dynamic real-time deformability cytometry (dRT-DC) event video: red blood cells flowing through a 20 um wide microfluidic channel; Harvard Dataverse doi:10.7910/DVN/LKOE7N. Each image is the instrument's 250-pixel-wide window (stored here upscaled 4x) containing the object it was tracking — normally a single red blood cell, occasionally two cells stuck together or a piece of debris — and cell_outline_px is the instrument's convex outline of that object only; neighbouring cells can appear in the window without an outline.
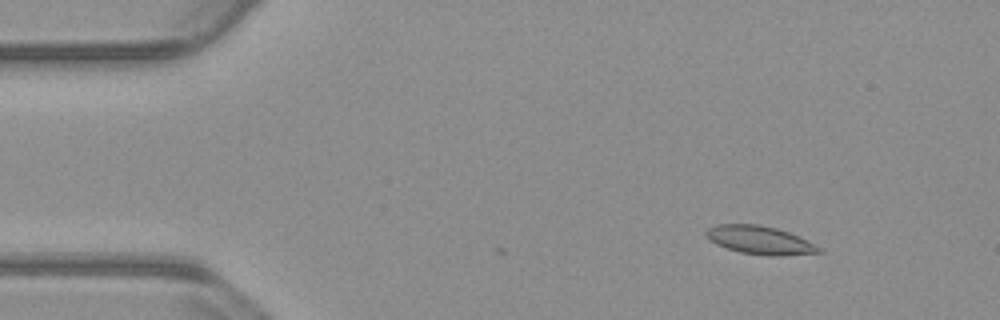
{"species": "common noctule bat (a hibernating species)", "species_latin": "Nyctalus noctula", "temperature_condition": "warm", "stored_images_in_passage": 5, "camera_frame_rate_fps": 3000, "um_per_image_px": 0.085, "animal": {"sex": "male", "body_mass_g": 23.1, "forearm_length_mm": 52.7}, "frame": {"image": 1, "passage_image": 3, "time_ms": 0.667, "image_size_px": [1000, 320], "cell_outline_px": [[824, 252], [784, 256], [768, 256], [740, 252], [716, 244], [704, 236], [704, 232], [708, 228], [716, 224], [756, 224], [776, 228], [788, 232], [808, 240], [824, 248]], "centroid_in_image_um": [64.62, 20.42], "position_along_channel_um": 20.4, "area_um2": 18.84}}